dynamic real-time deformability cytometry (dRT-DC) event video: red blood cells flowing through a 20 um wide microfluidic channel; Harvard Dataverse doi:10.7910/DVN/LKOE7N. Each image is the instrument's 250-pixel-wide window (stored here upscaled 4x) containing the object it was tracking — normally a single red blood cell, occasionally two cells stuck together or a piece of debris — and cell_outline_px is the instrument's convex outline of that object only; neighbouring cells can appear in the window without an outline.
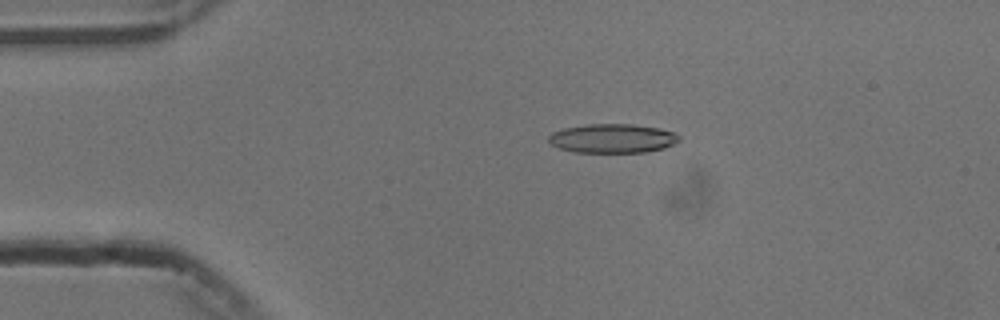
{"species": "common noctule bat (a hibernating species)", "species_latin": "Nyctalus noctula", "temperature_condition": "cold", "stored_images_in_passage": 54, "camera_frame_rate_fps": 3000, "um_per_image_px": 0.085, "animal": {"sex": "male", "body_mass_g": 13.3}, "frame": {"image": 1, "passage_image": 11, "time_ms": 3.333, "image_size_px": [1000, 320], "cell_outline_px": [[680, 140], [664, 148], [644, 152], [572, 152], [560, 148], [552, 144], [548, 140], [548, 136], [552, 132], [564, 128], [588, 124], [632, 124], [660, 128], [672, 132], [680, 136]], "centroid_in_image_um": [52.05, 11.76], "position_along_channel_um": 32.9, "area_um2": 22.02}}
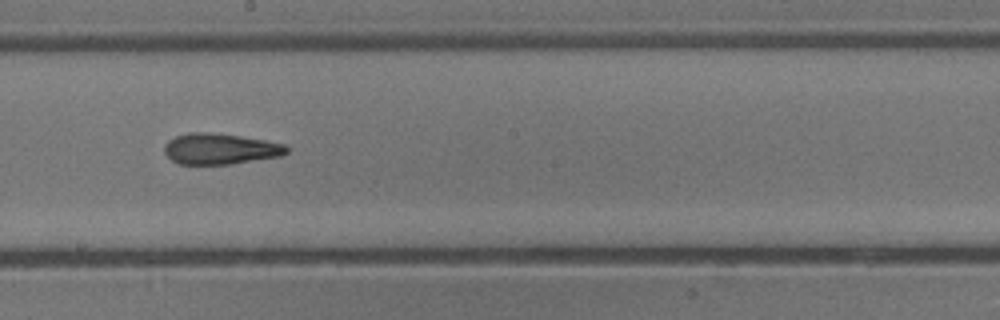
{"frame": {"image": 2, "passage_image": 30, "time_ms": 9.667, "image_size_px": [1000, 320], "cell_outline_px": [[288, 152], [280, 156], [232, 164], [180, 164], [172, 160], [164, 152], [164, 144], [168, 140], [176, 136], [188, 132], [212, 132], [240, 136], [264, 140], [284, 144], [288, 148]], "centroid_in_image_um": [18.69, 12.65], "position_along_channel_um": 229.5, "area_um2": 22.02}}
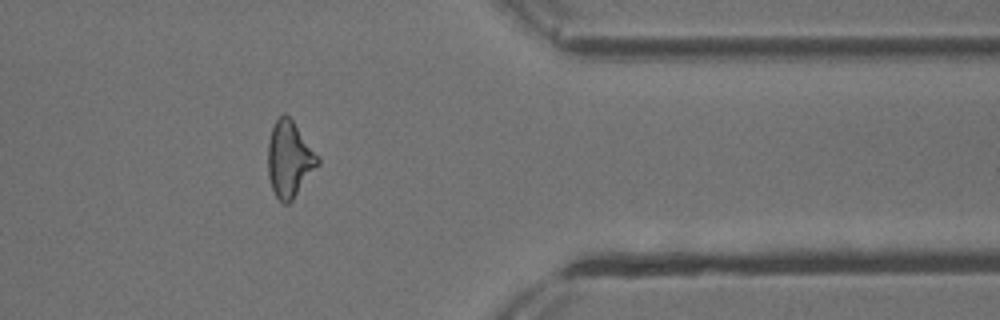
{"frame": {"image": 3, "passage_image": 44, "time_ms": 14.333, "image_size_px": [1000, 320], "cell_outline_px": [[320, 164], [292, 200], [288, 204], [284, 204], [276, 196], [272, 188], [268, 176], [268, 140], [272, 128], [276, 120], [284, 112], [292, 120], [320, 160]], "centroid_in_image_um": [24.58, 13.55], "position_along_channel_um": 386.8, "area_um2": 21.73}, "authors_computed_cell_mechanics": {"area_um2": 22.0218, "velocity_mm_per_s": 3.7647, "shape_relaxation_time_tau1_ms": 5.9714, "shape_relaxation_time_tau2_ms": 3.1214, "deformation_change_tau1": 0.1952, "deformation_change_tau2": 0.1447}}